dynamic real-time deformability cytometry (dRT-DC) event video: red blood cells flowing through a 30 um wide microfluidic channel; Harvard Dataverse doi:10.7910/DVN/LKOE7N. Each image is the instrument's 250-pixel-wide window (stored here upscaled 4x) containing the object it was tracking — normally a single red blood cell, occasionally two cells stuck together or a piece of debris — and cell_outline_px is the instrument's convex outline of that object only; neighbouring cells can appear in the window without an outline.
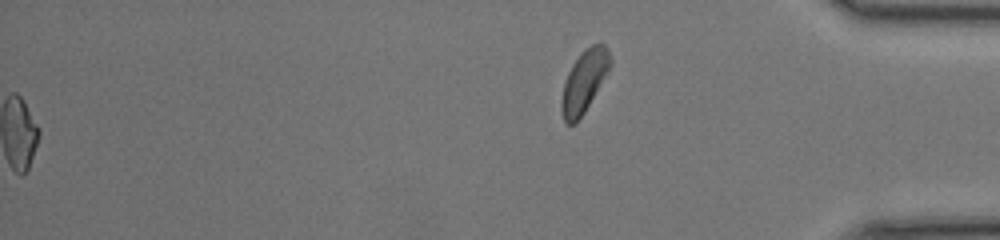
{"species": "common noctule bat (a hibernating species)", "species_latin": "Nyctalus noctula", "temperature_condition": "room temperature", "stored_images_in_passage": 49, "segment_of_instrument_passage": [2, 2], "camera_frame_rate_fps": 3000, "um_per_image_px": 0.085, "animal": {"sex": "female", "body_mass_g": 17.0, "forearm_length_mm": 48.0}, "frame": {"image": 1, "passage_image": 49, "time_ms": 16.0, "image_size_px": [1000, 240], "cell_outline_px": [[612, 64], [584, 112], [576, 124], [564, 124], [560, 108], [560, 104], [564, 84], [568, 72], [572, 64], [584, 48], [592, 44], [604, 44], [608, 48], [612, 60]], "centroid_in_image_um": [49.64, 6.91], "position_along_channel_um": 385.6, "area_um2": 17.57}}